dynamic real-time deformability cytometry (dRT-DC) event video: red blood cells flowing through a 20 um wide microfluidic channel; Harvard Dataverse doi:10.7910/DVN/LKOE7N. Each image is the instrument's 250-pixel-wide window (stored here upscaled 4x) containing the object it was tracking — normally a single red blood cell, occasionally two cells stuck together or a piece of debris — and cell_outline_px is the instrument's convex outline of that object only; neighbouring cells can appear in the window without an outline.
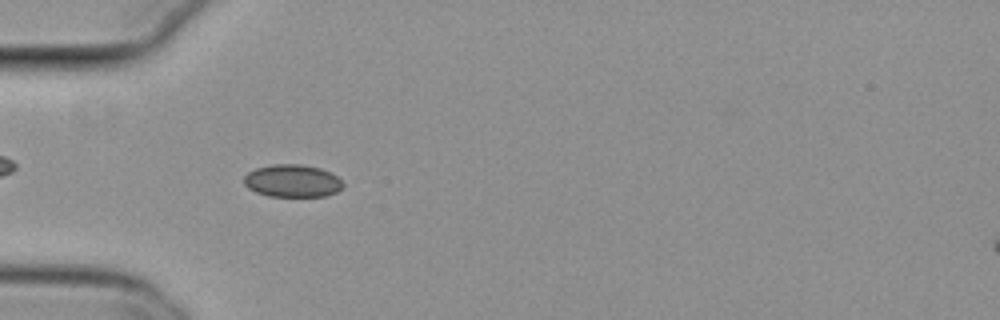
{"species": "common noctule bat (a hibernating species)", "species_latin": "Nyctalus noctula", "temperature_condition": "cold", "stored_images_in_passage": 36, "camera_frame_rate_fps": 3000, "um_per_image_px": 0.085, "animal": {"sex": "female", "body_mass_g": 29.2, "forearm_length_mm": 56.3}, "frame": {"image": 1, "passage_image": 11, "time_ms": 3.333, "image_size_px": [1000, 320], "cell_outline_px": [[344, 184], [336, 192], [328, 196], [268, 196], [256, 192], [248, 188], [244, 184], [244, 176], [248, 172], [256, 168], [272, 164], [300, 164], [320, 168], [336, 176]], "centroid_in_image_um": [24.82, 15.37], "position_along_channel_um": 60.2, "area_um2": 18.73}}
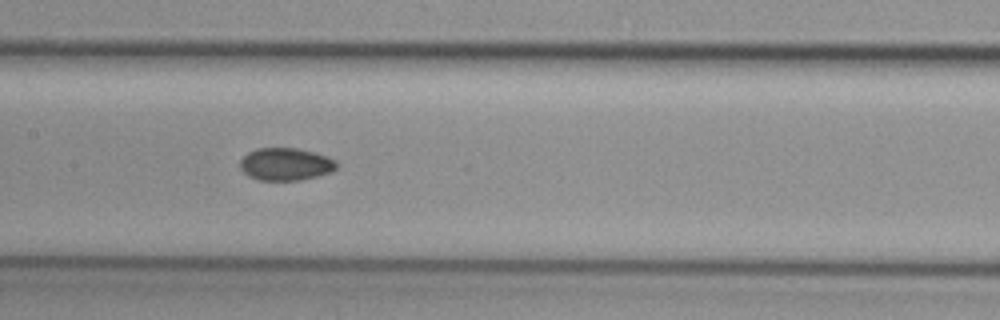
{"frame": {"image": 2, "passage_image": 21, "time_ms": 6.667, "image_size_px": [1000, 320], "cell_outline_px": [[336, 168], [332, 172], [300, 180], [260, 180], [248, 176], [240, 168], [240, 160], [248, 152], [256, 148], [296, 148], [328, 156], [336, 160]], "centroid_in_image_um": [24.27, 13.95], "position_along_channel_um": 183.1, "area_um2": 18.26}}
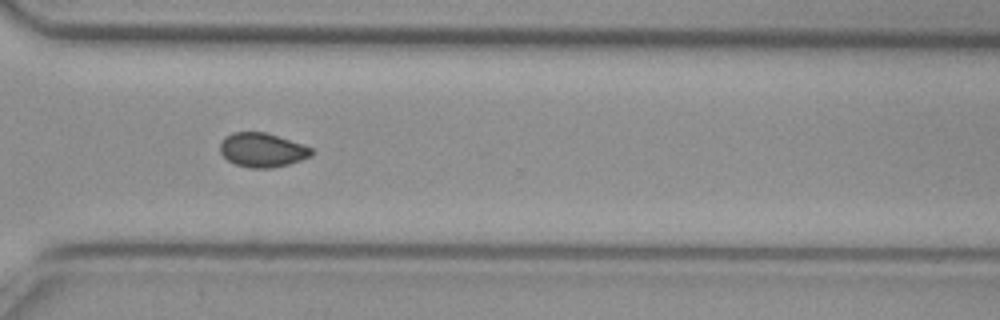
{"frame": {"image": 3, "passage_image": 34, "time_ms": 11.0, "image_size_px": [1000, 320], "cell_outline_px": [[312, 152], [308, 156], [300, 160], [288, 164], [272, 168], [248, 168], [236, 164], [228, 160], [220, 152], [220, 144], [224, 136], [232, 132], [264, 132], [312, 148]], "centroid_in_image_um": [22.22, 12.75], "position_along_channel_um": 348.4, "area_um2": 17.86}, "authors_computed_cell_mechanics": {"area_um2": 18.7561, "velocity_mm_per_s": 3.8164, "shape_relaxation_time_tau1_ms": null, "shape_relaxation_time_tau2_ms": 2.6577, "deformation_change_tau1": null, "deformation_change_tau2": 0.0456}}